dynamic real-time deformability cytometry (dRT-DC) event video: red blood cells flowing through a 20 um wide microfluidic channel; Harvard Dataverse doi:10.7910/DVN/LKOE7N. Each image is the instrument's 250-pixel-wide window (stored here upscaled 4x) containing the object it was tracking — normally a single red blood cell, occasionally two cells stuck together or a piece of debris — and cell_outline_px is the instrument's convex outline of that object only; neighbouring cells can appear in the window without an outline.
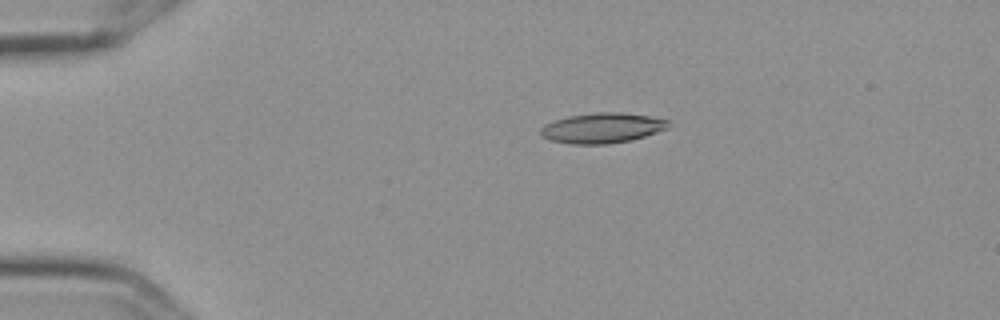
{"species": "Egyptian fruit bat (a non-hibernating species)", "species_latin": "Rousettus aegyptiacus", "temperature_condition": "cold", "stored_images_in_passage": 6, "camera_frame_rate_fps": 3000, "um_per_image_px": 0.085, "frame": {"image": 1, "passage_image": 3, "time_ms": 0.667, "image_size_px": [1000, 320], "cell_outline_px": [[672, 124], [668, 128], [632, 140], [608, 144], [568, 144], [548, 140], [540, 136], [540, 128], [544, 124], [568, 116], [596, 112], [620, 112], [648, 116], [668, 120]], "centroid_in_image_um": [51.15, 10.89], "position_along_channel_um": 33.8, "area_um2": 22.66}}
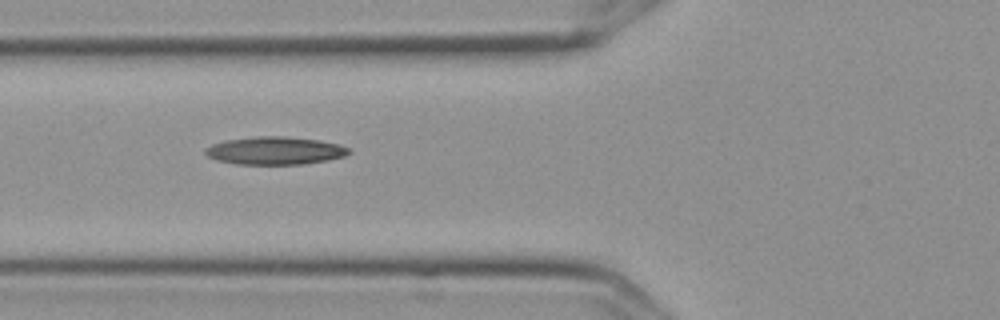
{"frame": {"image": 2, "passage_image": 5, "time_ms": 1.333, "image_size_px": [1000, 320], "cell_outline_px": [[352, 152], [344, 156], [328, 160], [304, 164], [236, 164], [216, 160], [208, 156], [204, 152], [204, 148], [212, 144], [224, 140], [256, 136], [284, 136], [320, 140], [340, 144], [348, 148]], "centroid_in_image_um": [23.37, 12.8], "position_along_channel_um": 102.4, "area_um2": 23.47}}
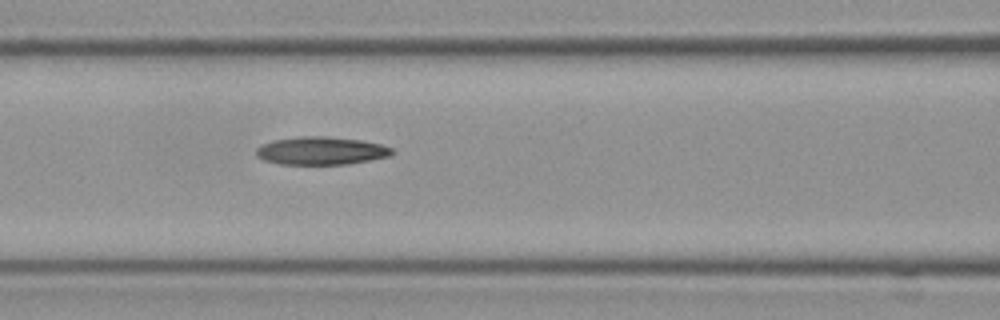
{"frame": {"image": 3, "passage_image": 6, "time_ms": 1.667, "image_size_px": [1000, 320], "cell_outline_px": [[396, 152], [388, 156], [348, 164], [280, 164], [264, 160], [256, 156], [256, 148], [260, 144], [272, 140], [296, 136], [328, 136], [360, 140], [380, 144], [392, 148]], "centroid_in_image_um": [27.25, 12.8], "position_along_channel_um": 139.4, "area_um2": 22.25}}